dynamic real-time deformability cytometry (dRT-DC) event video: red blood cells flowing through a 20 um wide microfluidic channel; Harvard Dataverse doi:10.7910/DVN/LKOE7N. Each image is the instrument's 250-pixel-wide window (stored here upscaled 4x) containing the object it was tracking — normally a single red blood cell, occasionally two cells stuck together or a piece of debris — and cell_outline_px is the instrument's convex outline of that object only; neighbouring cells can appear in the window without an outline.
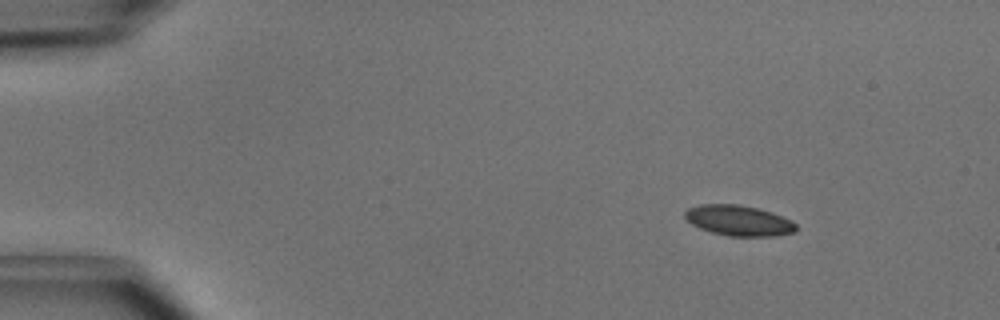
{"species": "common noctule bat (a hibernating species)", "species_latin": "Nyctalus noctula", "temperature_condition": "cold", "stored_images_in_passage": 34, "camera_frame_rate_fps": 3000, "um_per_image_px": 0.085, "animal": {"sex": "male", "body_mass_g": 15.6}, "frame": {"image": 1, "passage_image": 1, "time_ms": 0.0, "image_size_px": [1000, 320], "cell_outline_px": [[796, 232], [776, 236], [728, 236], [712, 232], [700, 228], [692, 224], [684, 216], [684, 212], [688, 208], [700, 204], [736, 204], [756, 208], [772, 212], [792, 220], [796, 224]], "centroid_in_image_um": [62.8, 18.75], "position_along_channel_um": 22.2, "area_um2": 19.77}}
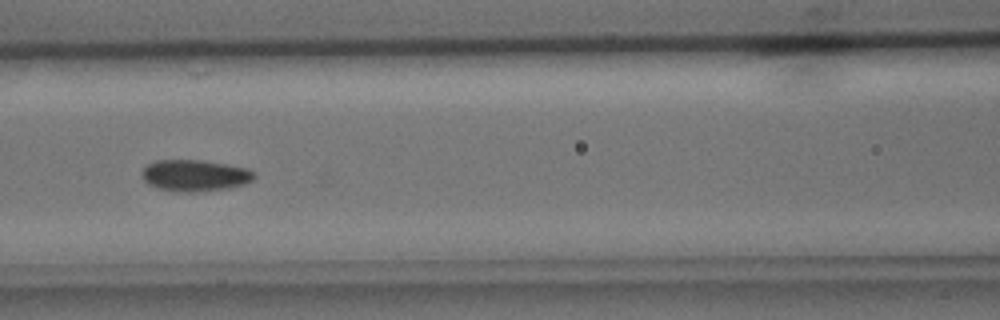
{"frame": {"image": 2, "passage_image": 17, "time_ms": 5.333, "image_size_px": [1000, 320], "cell_outline_px": [[256, 176], [252, 180], [244, 184], [228, 188], [196, 192], [176, 192], [156, 188], [148, 184], [144, 180], [144, 168], [148, 164], [156, 160], [204, 160], [228, 164], [248, 168], [256, 172]], "centroid_in_image_um": [16.61, 14.91], "position_along_channel_um": 150.0, "area_um2": 20.75}}
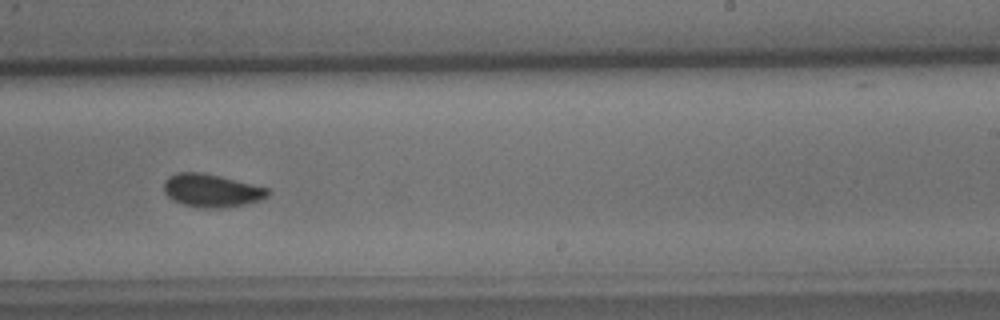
{"frame": {"image": 3, "passage_image": 26, "time_ms": 8.333, "image_size_px": [1000, 320], "cell_outline_px": [[268, 196], [260, 200], [244, 204], [224, 208], [200, 208], [184, 204], [172, 200], [164, 192], [164, 180], [168, 176], [176, 172], [204, 172], [268, 188]], "centroid_in_image_um": [17.94, 16.19], "position_along_channel_um": 271.1, "area_um2": 20.06}}